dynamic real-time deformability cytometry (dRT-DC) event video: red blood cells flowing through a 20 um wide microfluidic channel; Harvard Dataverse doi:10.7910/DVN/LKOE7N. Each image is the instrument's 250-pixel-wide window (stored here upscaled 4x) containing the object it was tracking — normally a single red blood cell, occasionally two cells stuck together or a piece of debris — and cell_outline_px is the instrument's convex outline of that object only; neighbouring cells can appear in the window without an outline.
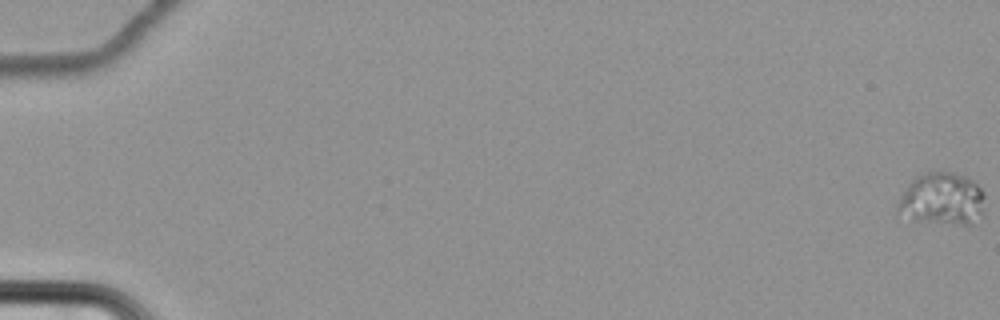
{"species": "common noctule bat (a hibernating species)", "species_latin": "Nyctalus noctula", "temperature_condition": "cold", "stored_images_in_passage": 68, "camera_frame_rate_fps": 3000, "um_per_image_px": 0.085, "animal": {"sex": "female", "body_mass_g": 22.7, "forearm_length_mm": 54.2}, "frame": {"image": 1, "passage_image": 1, "time_ms": 0.0, "image_size_px": [1000, 320], "cell_outline_px": [[984, 212], [972, 224], [964, 224], [912, 220], [896, 212], [896, 208], [900, 196], [908, 184], [916, 176], [924, 172], [944, 168], [964, 176], [972, 180], [984, 192]], "centroid_in_image_um": [80.06, 16.87], "position_along_channel_um": 4.9, "area_um2": 27.11}}
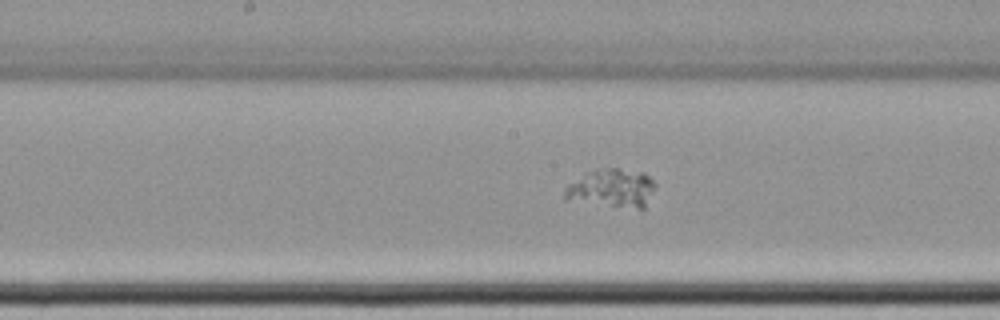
{"frame": {"image": 2, "passage_image": 40, "time_ms": 13.0, "image_size_px": [1000, 320], "cell_outline_px": [[656, 184], [644, 208], [636, 208], [564, 200], [564, 188], [568, 184], [584, 172], [596, 168], [616, 168], [644, 172]], "centroid_in_image_um": [51.95, 15.97], "position_along_channel_um": 196.2, "area_um2": 20.35}}
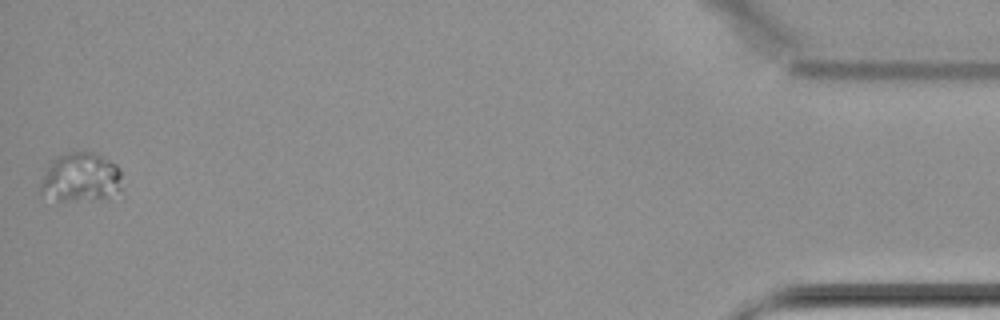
{"frame": {"image": 3, "passage_image": 68, "time_ms": 22.333, "image_size_px": [1000, 320], "cell_outline_px": [[120, 188], [108, 196], [56, 204], [40, 192], [40, 184], [48, 168], [56, 156], [68, 152], [92, 152], [116, 164], [120, 168]], "centroid_in_image_um": [6.79, 15.11], "position_along_channel_um": 428.4, "area_um2": 23.24}}